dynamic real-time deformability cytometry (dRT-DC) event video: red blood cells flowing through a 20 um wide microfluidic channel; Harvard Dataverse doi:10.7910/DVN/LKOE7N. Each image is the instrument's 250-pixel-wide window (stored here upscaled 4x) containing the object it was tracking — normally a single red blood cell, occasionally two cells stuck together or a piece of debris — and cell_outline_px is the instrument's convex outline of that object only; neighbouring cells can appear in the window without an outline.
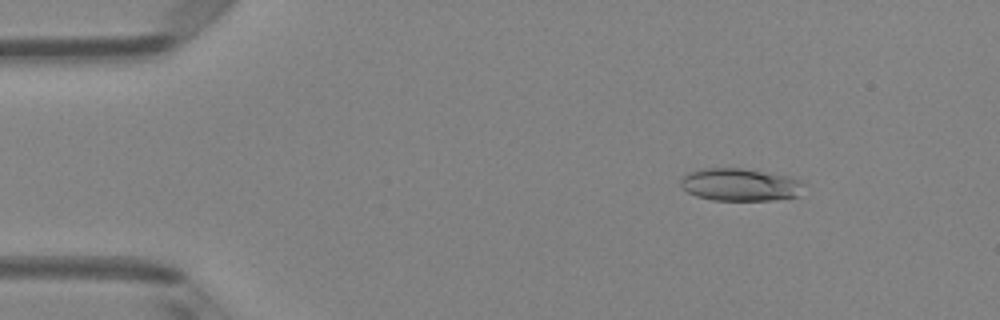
{"species": "Egyptian fruit bat (a non-hibernating species)", "species_latin": "Rousettus aegyptiacus", "temperature_condition": "room temperature", "stored_images_in_passage": 49, "camera_frame_rate_fps": 3000, "um_per_image_px": 0.085, "animal": {"sex": "female"}, "frame": {"image": 1, "passage_image": 7, "time_ms": 2.0, "image_size_px": [1000, 320], "cell_outline_px": [[804, 184], [800, 196], [772, 200], [712, 200], [696, 196], [688, 192], [680, 184], [680, 176], [688, 172], [700, 168], [744, 168], [788, 176], [800, 180]], "centroid_in_image_um": [62.89, 15.69], "position_along_channel_um": 22.1, "area_um2": 23.64}}
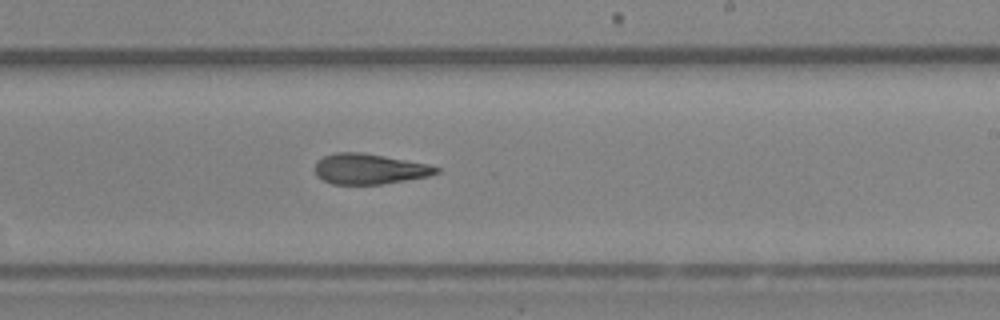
{"frame": {"image": 2, "passage_image": 30, "time_ms": 9.667, "image_size_px": [1000, 320], "cell_outline_px": [[440, 172], [428, 176], [380, 184], [332, 184], [316, 176], [316, 160], [324, 156], [336, 152], [360, 152], [384, 156], [428, 164], [440, 168]], "centroid_in_image_um": [31.38, 14.35], "position_along_channel_um": 257.6, "area_um2": 21.33}}
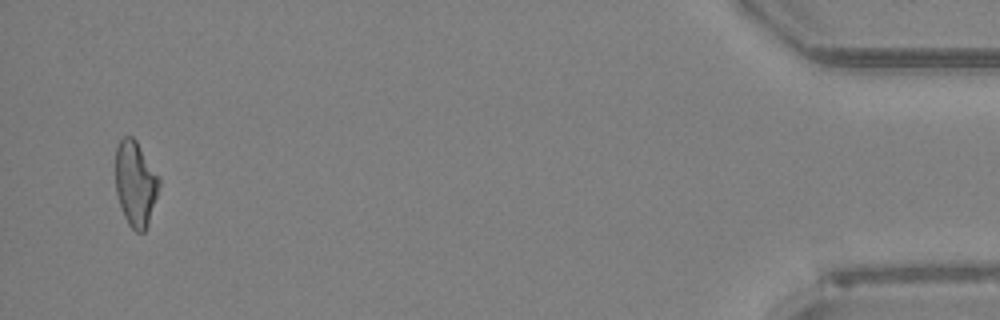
{"frame": {"image": 3, "passage_image": 48, "time_ms": 15.667, "image_size_px": [1000, 320], "cell_outline_px": [[160, 184], [148, 224], [144, 232], [136, 232], [128, 224], [124, 216], [116, 192], [116, 144], [124, 136], [132, 136], [136, 140], [160, 176]], "centroid_in_image_um": [11.52, 15.58], "position_along_channel_um": 423.7, "area_um2": 21.68}, "authors_computed_cell_mechanics": {"area_um2": 22.253, "velocity_mm_per_s": 4.1374, "shape_relaxation_time_tau1_ms": 4.1901, "shape_relaxation_time_tau2_ms": 4.2636, "deformation_change_tau1": 0.1672, "deformation_change_tau2": 0.1677}}